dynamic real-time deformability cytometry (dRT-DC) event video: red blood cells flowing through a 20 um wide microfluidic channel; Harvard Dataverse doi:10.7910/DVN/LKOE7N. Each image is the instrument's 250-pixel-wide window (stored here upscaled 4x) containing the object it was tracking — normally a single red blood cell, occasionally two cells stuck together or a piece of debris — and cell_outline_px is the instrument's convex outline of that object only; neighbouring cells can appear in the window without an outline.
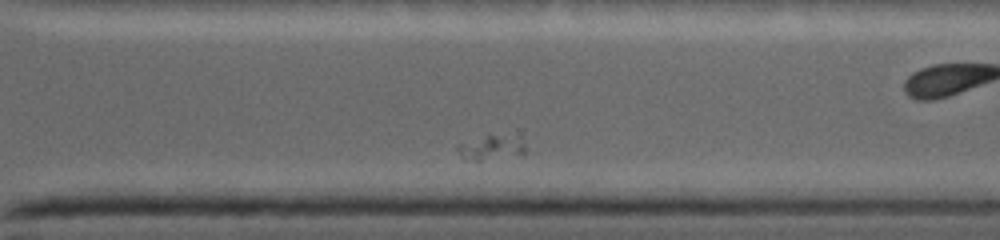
{"species": "common noctule bat (a hibernating species)", "species_latin": "Nyctalus noctula", "temperature_condition": "warm", "stored_images_in_passage": 32, "segment_of_instrument_passage": [2, 3], "camera_frame_rate_fps": 5000, "um_per_image_px": 0.085, "animal": {"sex": "female", "body_mass_g": 19.0, "forearm_length_mm": 53.3}, "frame": {"image": 1, "passage_image": 26, "time_ms": 6.4, "image_size_px": [1000, 240], "cell_outline_px": [[524, 152], [480, 160], [464, 160], [460, 156], [456, 148], [456, 144], [488, 132], [520, 136], [524, 144]], "centroid_in_image_um": [41.65, 12.45], "position_along_channel_um": 328.9, "area_um2": 10.12}}